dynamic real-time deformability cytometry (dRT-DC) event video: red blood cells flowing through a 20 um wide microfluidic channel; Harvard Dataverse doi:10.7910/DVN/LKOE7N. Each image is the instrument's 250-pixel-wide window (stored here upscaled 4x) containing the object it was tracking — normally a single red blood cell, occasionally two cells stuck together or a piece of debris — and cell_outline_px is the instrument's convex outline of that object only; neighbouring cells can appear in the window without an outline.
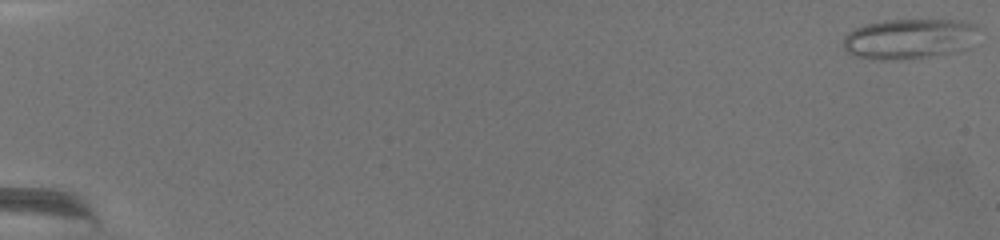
{"species": "common noctule bat (a hibernating species)", "species_latin": "Nyctalus noctula", "temperature_condition": "warm", "stored_images_in_passage": 73, "camera_frame_rate_fps": 3000, "um_per_image_px": 0.085, "animal": {"sex": "female", "body_mass_g": 19.5, "forearm_length_mm": 54.1}, "frame": {"image": 1, "passage_image": 1, "time_ms": 0.0, "image_size_px": [1000, 240], "cell_outline_px": [[980, 44], [968, 48], [928, 56], [900, 60], [880, 60], [852, 56], [844, 48], [844, 36], [848, 32], [856, 28], [868, 24], [884, 20], [956, 20], [976, 24], [980, 28]], "centroid_in_image_um": [77.39, 3.3], "position_along_channel_um": 7.6, "area_um2": 32.31}}
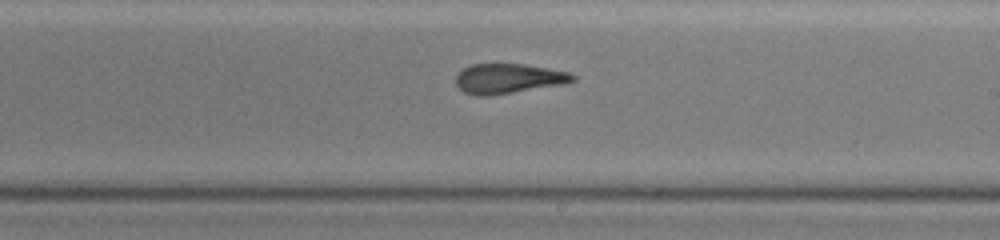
{"frame": {"image": 2, "passage_image": 46, "time_ms": 15.0, "image_size_px": [1000, 240], "cell_outline_px": [[576, 80], [556, 84], [512, 92], [488, 96], [476, 96], [464, 92], [456, 84], [456, 76], [464, 68], [472, 64], [524, 64], [548, 68], [568, 72], [576, 76]], "centroid_in_image_um": [43.15, 6.67], "position_along_channel_um": 245.8, "area_um2": 19.83}}
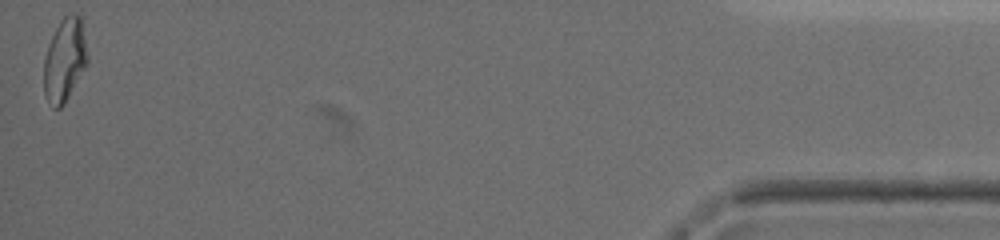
{"frame": {"image": 3, "passage_image": 73, "time_ms": 24.0, "image_size_px": [1000, 240], "cell_outline_px": [[88, 64], [64, 104], [60, 108], [52, 108], [48, 104], [44, 96], [44, 60], [48, 44], [60, 20], [68, 12], [76, 12], [80, 16], [88, 56]], "centroid_in_image_um": [5.49, 5.11], "position_along_channel_um": 429.7, "area_um2": 21.44}, "authors_computed_cell_mechanics": {"area_um2": 21.3282, "velocity_mm_per_s": 2.9552, "shape_relaxation_time_tau1_ms": null, "shape_relaxation_time_tau2_ms": 3.3048, "deformation_change_tau1": null, "deformation_change_tau2": 0.1262}}